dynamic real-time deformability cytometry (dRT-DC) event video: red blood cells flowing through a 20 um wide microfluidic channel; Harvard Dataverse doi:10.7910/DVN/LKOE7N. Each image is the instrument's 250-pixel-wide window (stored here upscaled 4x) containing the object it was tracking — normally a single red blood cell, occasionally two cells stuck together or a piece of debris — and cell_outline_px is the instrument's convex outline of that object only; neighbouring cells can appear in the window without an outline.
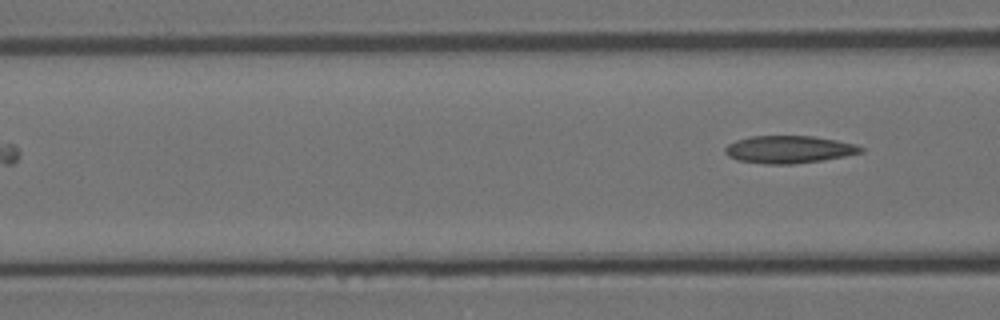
{"species": "Egyptian fruit bat (a non-hibernating species)", "species_latin": "Rousettus aegyptiacus", "temperature_condition": "room temperature", "stored_images_in_passage": 4, "camera_frame_rate_fps": 3000, "um_per_image_px": 0.085, "animal": {"sex": "female"}, "frame": {"image": 1, "passage_image": 4, "time_ms": 1.0, "image_size_px": [1000, 320], "cell_outline_px": [[864, 152], [824, 160], [792, 164], [764, 164], [736, 160], [728, 156], [724, 152], [724, 148], [728, 144], [736, 140], [748, 136], [812, 136], [836, 140], [856, 144], [864, 148]], "centroid_in_image_um": [67.04, 12.7], "position_along_channel_um": 99.6, "area_um2": 21.91}}